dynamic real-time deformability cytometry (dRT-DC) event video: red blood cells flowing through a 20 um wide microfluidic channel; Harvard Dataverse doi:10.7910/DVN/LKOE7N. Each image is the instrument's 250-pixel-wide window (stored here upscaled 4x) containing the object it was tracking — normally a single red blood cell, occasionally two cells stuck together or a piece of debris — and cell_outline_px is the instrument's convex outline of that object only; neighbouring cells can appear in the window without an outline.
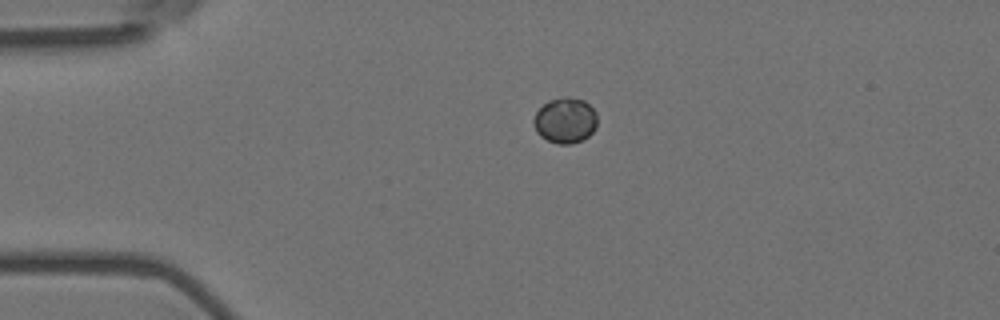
{"species": "Egyptian fruit bat (a non-hibernating species)", "species_latin": "Rousettus aegyptiacus", "temperature_condition": "room temperature", "stored_images_in_passage": 43, "camera_frame_rate_fps": 3000, "um_per_image_px": 0.085, "animal": {"sex": "female"}, "frame": {"image": 1, "passage_image": 1, "time_ms": 0.0, "image_size_px": [1000, 320], "cell_outline_px": [[596, 128], [584, 140], [572, 144], [560, 144], [548, 140], [540, 136], [536, 132], [532, 120], [536, 112], [548, 100], [568, 96], [584, 100], [596, 112]], "centroid_in_image_um": [48.04, 10.24], "position_along_channel_um": 37.0, "area_um2": 16.99}}
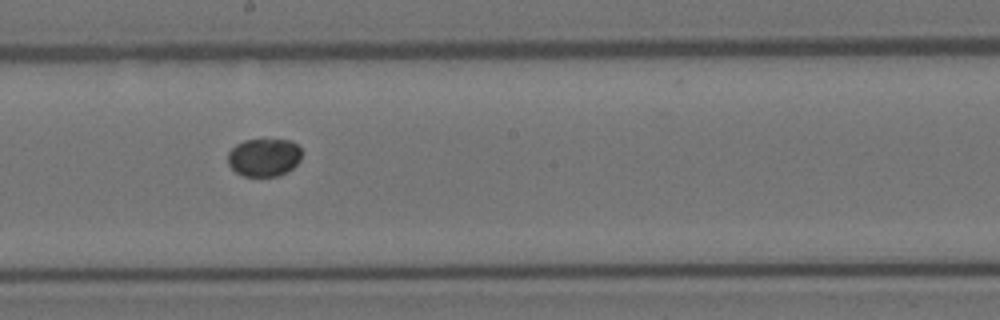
{"frame": {"image": 2, "passage_image": 19, "time_ms": 6.0, "image_size_px": [1000, 320], "cell_outline_px": [[300, 160], [292, 168], [280, 176], [244, 176], [236, 172], [228, 164], [228, 152], [236, 144], [244, 140], [292, 140], [300, 148]], "centroid_in_image_um": [22.43, 13.38], "position_along_channel_um": 225.8, "area_um2": 16.3}}
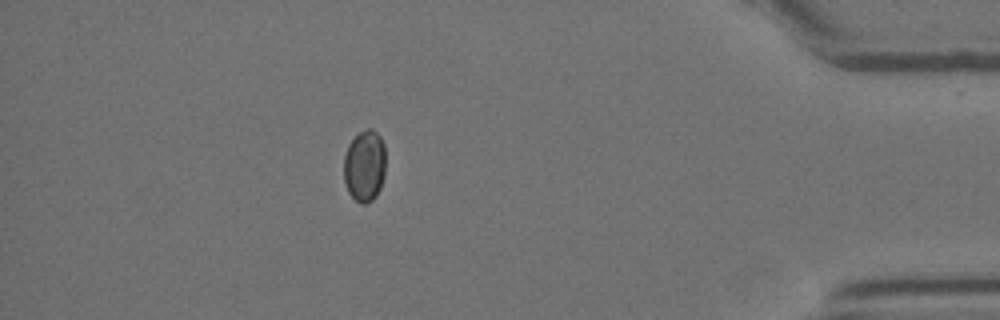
{"frame": {"image": 3, "passage_image": 37, "time_ms": 12.0, "image_size_px": [1000, 320], "cell_outline_px": [[384, 176], [380, 188], [376, 196], [372, 200], [364, 204], [360, 204], [348, 192], [344, 180], [344, 156], [348, 144], [360, 132], [368, 128], [372, 128], [380, 136], [384, 144]], "centroid_in_image_um": [30.98, 14.1], "position_along_channel_um": 404.2, "area_um2": 17.46}}